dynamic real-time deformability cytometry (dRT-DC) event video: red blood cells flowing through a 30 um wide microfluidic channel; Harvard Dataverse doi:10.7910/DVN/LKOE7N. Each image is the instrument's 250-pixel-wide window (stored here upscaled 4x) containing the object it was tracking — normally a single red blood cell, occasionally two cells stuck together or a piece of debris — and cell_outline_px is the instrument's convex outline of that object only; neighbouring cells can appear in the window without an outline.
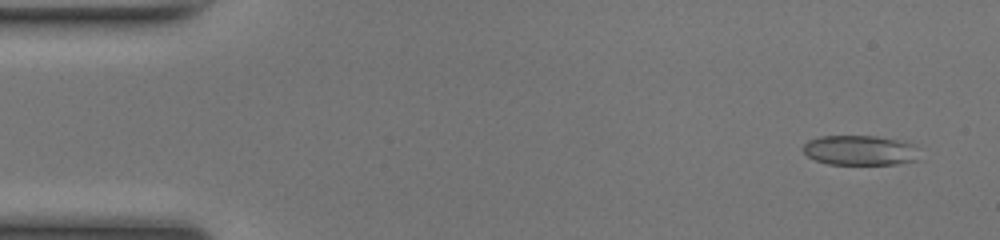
{"species": "common noctule bat (a hibernating species)", "species_latin": "Nyctalus noctula", "temperature_condition": "room temperature", "stored_images_in_passage": 50, "camera_frame_rate_fps": 3000, "um_per_image_px": 0.085, "animal": {"sex": "female", "body_mass_g": 17.0, "forearm_length_mm": 48.0}, "frame": {"image": 1, "passage_image": 3, "time_ms": 0.667, "image_size_px": [1000, 240], "cell_outline_px": [[916, 160], [896, 164], [828, 164], [816, 160], [808, 156], [800, 148], [808, 140], [820, 136], [876, 136], [896, 140], [912, 144]], "centroid_in_image_um": [72.98, 12.77], "position_along_channel_um": 12.0, "area_um2": 19.88}}
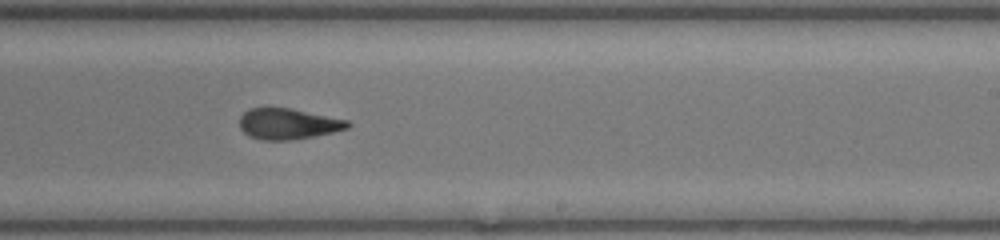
{"frame": {"image": 2, "passage_image": 30, "time_ms": 9.667, "image_size_px": [1000, 240], "cell_outline_px": [[352, 124], [348, 128], [316, 136], [292, 140], [260, 140], [248, 136], [240, 128], [240, 116], [248, 108], [292, 108], [348, 120]], "centroid_in_image_um": [24.48, 10.53], "position_along_channel_um": 264.5, "area_um2": 19.59}}
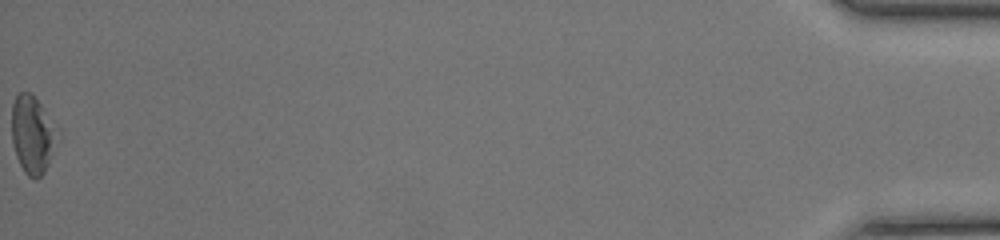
{"frame": {"image": 3, "passage_image": 50, "time_ms": 16.333, "image_size_px": [1000, 240], "cell_outline_px": [[60, 140], [44, 172], [36, 180], [28, 176], [24, 172], [16, 156], [12, 144], [12, 104], [16, 96], [20, 92], [32, 92], [60, 132]], "centroid_in_image_um": [2.79, 11.45], "position_along_channel_um": 432.4, "area_um2": 21.1}, "authors_computed_cell_mechanics": {"area_um2": 20.1433, "velocity_mm_per_s": 4.1774, "shape_relaxation_time_tau1_ms": 9.3895, "shape_relaxation_time_tau2_ms": 1.6559, "deformation_change_tau1": 0.2214, "deformation_change_tau2": 0.0772}}